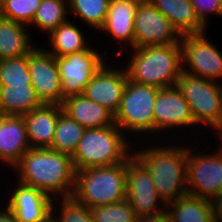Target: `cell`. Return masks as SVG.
<instances>
[{
  "label": "cell",
  "instance_id": "cell-17",
  "mask_svg": "<svg viewBox=\"0 0 222 222\" xmlns=\"http://www.w3.org/2000/svg\"><path fill=\"white\" fill-rule=\"evenodd\" d=\"M140 0H110L104 25L98 33L113 39L117 46L115 56L124 57V51L134 46V18ZM121 43V44H120ZM119 44V45H118ZM123 44V45H122ZM123 55V56H122Z\"/></svg>",
  "mask_w": 222,
  "mask_h": 222
},
{
  "label": "cell",
  "instance_id": "cell-10",
  "mask_svg": "<svg viewBox=\"0 0 222 222\" xmlns=\"http://www.w3.org/2000/svg\"><path fill=\"white\" fill-rule=\"evenodd\" d=\"M101 51L92 46L89 50H81L64 57L55 56L64 98L82 94L90 79L108 58L113 59L107 56L109 49Z\"/></svg>",
  "mask_w": 222,
  "mask_h": 222
},
{
  "label": "cell",
  "instance_id": "cell-28",
  "mask_svg": "<svg viewBox=\"0 0 222 222\" xmlns=\"http://www.w3.org/2000/svg\"><path fill=\"white\" fill-rule=\"evenodd\" d=\"M85 130L76 121L62 113L58 117L54 140L49 149L72 156Z\"/></svg>",
  "mask_w": 222,
  "mask_h": 222
},
{
  "label": "cell",
  "instance_id": "cell-15",
  "mask_svg": "<svg viewBox=\"0 0 222 222\" xmlns=\"http://www.w3.org/2000/svg\"><path fill=\"white\" fill-rule=\"evenodd\" d=\"M31 85L42 104L62 105L61 77L55 56L38 46L28 54Z\"/></svg>",
  "mask_w": 222,
  "mask_h": 222
},
{
  "label": "cell",
  "instance_id": "cell-22",
  "mask_svg": "<svg viewBox=\"0 0 222 222\" xmlns=\"http://www.w3.org/2000/svg\"><path fill=\"white\" fill-rule=\"evenodd\" d=\"M73 20L69 19L59 25L45 37H48V42L45 44L49 45V48L45 44L42 46L47 52L54 56L64 57L81 50H89L92 47L90 40H87L86 31H82L78 22H73Z\"/></svg>",
  "mask_w": 222,
  "mask_h": 222
},
{
  "label": "cell",
  "instance_id": "cell-12",
  "mask_svg": "<svg viewBox=\"0 0 222 222\" xmlns=\"http://www.w3.org/2000/svg\"><path fill=\"white\" fill-rule=\"evenodd\" d=\"M126 199L137 217L166 210V204L160 198L149 170L134 154L127 160Z\"/></svg>",
  "mask_w": 222,
  "mask_h": 222
},
{
  "label": "cell",
  "instance_id": "cell-8",
  "mask_svg": "<svg viewBox=\"0 0 222 222\" xmlns=\"http://www.w3.org/2000/svg\"><path fill=\"white\" fill-rule=\"evenodd\" d=\"M208 139L188 141L187 189L190 195L211 200L222 193V141L214 140L212 144L220 143L215 147Z\"/></svg>",
  "mask_w": 222,
  "mask_h": 222
},
{
  "label": "cell",
  "instance_id": "cell-24",
  "mask_svg": "<svg viewBox=\"0 0 222 222\" xmlns=\"http://www.w3.org/2000/svg\"><path fill=\"white\" fill-rule=\"evenodd\" d=\"M41 105L32 85H0L3 115L23 116Z\"/></svg>",
  "mask_w": 222,
  "mask_h": 222
},
{
  "label": "cell",
  "instance_id": "cell-37",
  "mask_svg": "<svg viewBox=\"0 0 222 222\" xmlns=\"http://www.w3.org/2000/svg\"><path fill=\"white\" fill-rule=\"evenodd\" d=\"M213 134H215V137L218 136L217 138H214V140L222 141V117L220 127Z\"/></svg>",
  "mask_w": 222,
  "mask_h": 222
},
{
  "label": "cell",
  "instance_id": "cell-13",
  "mask_svg": "<svg viewBox=\"0 0 222 222\" xmlns=\"http://www.w3.org/2000/svg\"><path fill=\"white\" fill-rule=\"evenodd\" d=\"M181 35L149 0H140L134 18V46L180 44Z\"/></svg>",
  "mask_w": 222,
  "mask_h": 222
},
{
  "label": "cell",
  "instance_id": "cell-36",
  "mask_svg": "<svg viewBox=\"0 0 222 222\" xmlns=\"http://www.w3.org/2000/svg\"><path fill=\"white\" fill-rule=\"evenodd\" d=\"M4 206L0 207V222H18L14 213L6 205Z\"/></svg>",
  "mask_w": 222,
  "mask_h": 222
},
{
  "label": "cell",
  "instance_id": "cell-5",
  "mask_svg": "<svg viewBox=\"0 0 222 222\" xmlns=\"http://www.w3.org/2000/svg\"><path fill=\"white\" fill-rule=\"evenodd\" d=\"M127 161L76 171L73 197L92 208L126 199Z\"/></svg>",
  "mask_w": 222,
  "mask_h": 222
},
{
  "label": "cell",
  "instance_id": "cell-14",
  "mask_svg": "<svg viewBox=\"0 0 222 222\" xmlns=\"http://www.w3.org/2000/svg\"><path fill=\"white\" fill-rule=\"evenodd\" d=\"M119 62L120 60L118 62L116 61L115 64L112 62L111 65L107 60L93 75L82 93L86 98L100 104L113 115H115L120 108L128 81L126 69L124 65H119Z\"/></svg>",
  "mask_w": 222,
  "mask_h": 222
},
{
  "label": "cell",
  "instance_id": "cell-7",
  "mask_svg": "<svg viewBox=\"0 0 222 222\" xmlns=\"http://www.w3.org/2000/svg\"><path fill=\"white\" fill-rule=\"evenodd\" d=\"M197 129L199 130L196 131ZM182 134L184 140H187L188 138V141H195L196 138V140H203L208 137L213 140L211 135L205 136L206 133L200 130V128L195 124L191 108L188 102L184 99V96L181 94V91L176 86L161 88L158 91V96L154 106V140H183ZM198 135L200 137H198Z\"/></svg>",
  "mask_w": 222,
  "mask_h": 222
},
{
  "label": "cell",
  "instance_id": "cell-18",
  "mask_svg": "<svg viewBox=\"0 0 222 222\" xmlns=\"http://www.w3.org/2000/svg\"><path fill=\"white\" fill-rule=\"evenodd\" d=\"M30 148L23 116L3 115L0 119L1 166L6 164L5 169H12Z\"/></svg>",
  "mask_w": 222,
  "mask_h": 222
},
{
  "label": "cell",
  "instance_id": "cell-34",
  "mask_svg": "<svg viewBox=\"0 0 222 222\" xmlns=\"http://www.w3.org/2000/svg\"><path fill=\"white\" fill-rule=\"evenodd\" d=\"M213 222H222V193L210 200Z\"/></svg>",
  "mask_w": 222,
  "mask_h": 222
},
{
  "label": "cell",
  "instance_id": "cell-35",
  "mask_svg": "<svg viewBox=\"0 0 222 222\" xmlns=\"http://www.w3.org/2000/svg\"><path fill=\"white\" fill-rule=\"evenodd\" d=\"M135 222H171L167 211L148 216H140L135 219Z\"/></svg>",
  "mask_w": 222,
  "mask_h": 222
},
{
  "label": "cell",
  "instance_id": "cell-25",
  "mask_svg": "<svg viewBox=\"0 0 222 222\" xmlns=\"http://www.w3.org/2000/svg\"><path fill=\"white\" fill-rule=\"evenodd\" d=\"M171 222H213L210 200L190 194L166 204Z\"/></svg>",
  "mask_w": 222,
  "mask_h": 222
},
{
  "label": "cell",
  "instance_id": "cell-21",
  "mask_svg": "<svg viewBox=\"0 0 222 222\" xmlns=\"http://www.w3.org/2000/svg\"><path fill=\"white\" fill-rule=\"evenodd\" d=\"M30 30L29 26L0 17V60L32 53L39 44L32 40Z\"/></svg>",
  "mask_w": 222,
  "mask_h": 222
},
{
  "label": "cell",
  "instance_id": "cell-33",
  "mask_svg": "<svg viewBox=\"0 0 222 222\" xmlns=\"http://www.w3.org/2000/svg\"><path fill=\"white\" fill-rule=\"evenodd\" d=\"M190 2L196 17L206 28H209L211 16L222 18V0H190Z\"/></svg>",
  "mask_w": 222,
  "mask_h": 222
},
{
  "label": "cell",
  "instance_id": "cell-30",
  "mask_svg": "<svg viewBox=\"0 0 222 222\" xmlns=\"http://www.w3.org/2000/svg\"><path fill=\"white\" fill-rule=\"evenodd\" d=\"M0 85H31L28 55L0 60Z\"/></svg>",
  "mask_w": 222,
  "mask_h": 222
},
{
  "label": "cell",
  "instance_id": "cell-26",
  "mask_svg": "<svg viewBox=\"0 0 222 222\" xmlns=\"http://www.w3.org/2000/svg\"><path fill=\"white\" fill-rule=\"evenodd\" d=\"M69 17L68 0H42L29 27L41 31L45 37Z\"/></svg>",
  "mask_w": 222,
  "mask_h": 222
},
{
  "label": "cell",
  "instance_id": "cell-16",
  "mask_svg": "<svg viewBox=\"0 0 222 222\" xmlns=\"http://www.w3.org/2000/svg\"><path fill=\"white\" fill-rule=\"evenodd\" d=\"M15 181V182H13ZM7 190L6 205L18 222H45L52 216L54 198L47 193L20 183L15 178ZM8 197V199H7Z\"/></svg>",
  "mask_w": 222,
  "mask_h": 222
},
{
  "label": "cell",
  "instance_id": "cell-27",
  "mask_svg": "<svg viewBox=\"0 0 222 222\" xmlns=\"http://www.w3.org/2000/svg\"><path fill=\"white\" fill-rule=\"evenodd\" d=\"M110 0H68L69 16H75L96 33L104 25Z\"/></svg>",
  "mask_w": 222,
  "mask_h": 222
},
{
  "label": "cell",
  "instance_id": "cell-9",
  "mask_svg": "<svg viewBox=\"0 0 222 222\" xmlns=\"http://www.w3.org/2000/svg\"><path fill=\"white\" fill-rule=\"evenodd\" d=\"M176 87L188 102L195 124L206 131V136H213L221 124L222 83L182 71Z\"/></svg>",
  "mask_w": 222,
  "mask_h": 222
},
{
  "label": "cell",
  "instance_id": "cell-38",
  "mask_svg": "<svg viewBox=\"0 0 222 222\" xmlns=\"http://www.w3.org/2000/svg\"><path fill=\"white\" fill-rule=\"evenodd\" d=\"M45 222H56L55 219L53 218V216H51L48 220H46Z\"/></svg>",
  "mask_w": 222,
  "mask_h": 222
},
{
  "label": "cell",
  "instance_id": "cell-11",
  "mask_svg": "<svg viewBox=\"0 0 222 222\" xmlns=\"http://www.w3.org/2000/svg\"><path fill=\"white\" fill-rule=\"evenodd\" d=\"M207 32L183 35L182 70L188 74L222 83V50L209 41Z\"/></svg>",
  "mask_w": 222,
  "mask_h": 222
},
{
  "label": "cell",
  "instance_id": "cell-2",
  "mask_svg": "<svg viewBox=\"0 0 222 222\" xmlns=\"http://www.w3.org/2000/svg\"><path fill=\"white\" fill-rule=\"evenodd\" d=\"M12 171L17 173L14 175L17 181L37 188L54 199L73 195L76 170L68 154L49 148H30Z\"/></svg>",
  "mask_w": 222,
  "mask_h": 222
},
{
  "label": "cell",
  "instance_id": "cell-20",
  "mask_svg": "<svg viewBox=\"0 0 222 222\" xmlns=\"http://www.w3.org/2000/svg\"><path fill=\"white\" fill-rule=\"evenodd\" d=\"M61 106L63 113L85 129L101 128L115 123L114 115L109 110L83 94L64 98Z\"/></svg>",
  "mask_w": 222,
  "mask_h": 222
},
{
  "label": "cell",
  "instance_id": "cell-39",
  "mask_svg": "<svg viewBox=\"0 0 222 222\" xmlns=\"http://www.w3.org/2000/svg\"><path fill=\"white\" fill-rule=\"evenodd\" d=\"M3 117V113L1 111V107H0V119Z\"/></svg>",
  "mask_w": 222,
  "mask_h": 222
},
{
  "label": "cell",
  "instance_id": "cell-3",
  "mask_svg": "<svg viewBox=\"0 0 222 222\" xmlns=\"http://www.w3.org/2000/svg\"><path fill=\"white\" fill-rule=\"evenodd\" d=\"M124 52L129 54L120 64L125 65L129 80L159 89L176 86L183 71L180 44L149 45Z\"/></svg>",
  "mask_w": 222,
  "mask_h": 222
},
{
  "label": "cell",
  "instance_id": "cell-29",
  "mask_svg": "<svg viewBox=\"0 0 222 222\" xmlns=\"http://www.w3.org/2000/svg\"><path fill=\"white\" fill-rule=\"evenodd\" d=\"M52 216L56 222H93L90 208L79 203L73 196L55 198Z\"/></svg>",
  "mask_w": 222,
  "mask_h": 222
},
{
  "label": "cell",
  "instance_id": "cell-23",
  "mask_svg": "<svg viewBox=\"0 0 222 222\" xmlns=\"http://www.w3.org/2000/svg\"><path fill=\"white\" fill-rule=\"evenodd\" d=\"M174 26L181 36L207 32L198 20L190 0H149Z\"/></svg>",
  "mask_w": 222,
  "mask_h": 222
},
{
  "label": "cell",
  "instance_id": "cell-19",
  "mask_svg": "<svg viewBox=\"0 0 222 222\" xmlns=\"http://www.w3.org/2000/svg\"><path fill=\"white\" fill-rule=\"evenodd\" d=\"M62 113L61 105L42 104L40 107L23 115L31 148L51 147L58 117Z\"/></svg>",
  "mask_w": 222,
  "mask_h": 222
},
{
  "label": "cell",
  "instance_id": "cell-6",
  "mask_svg": "<svg viewBox=\"0 0 222 222\" xmlns=\"http://www.w3.org/2000/svg\"><path fill=\"white\" fill-rule=\"evenodd\" d=\"M159 90L154 86L127 81L114 122L134 143L139 139L154 140V106Z\"/></svg>",
  "mask_w": 222,
  "mask_h": 222
},
{
  "label": "cell",
  "instance_id": "cell-32",
  "mask_svg": "<svg viewBox=\"0 0 222 222\" xmlns=\"http://www.w3.org/2000/svg\"><path fill=\"white\" fill-rule=\"evenodd\" d=\"M90 210L93 222H135L137 218L127 199Z\"/></svg>",
  "mask_w": 222,
  "mask_h": 222
},
{
  "label": "cell",
  "instance_id": "cell-31",
  "mask_svg": "<svg viewBox=\"0 0 222 222\" xmlns=\"http://www.w3.org/2000/svg\"><path fill=\"white\" fill-rule=\"evenodd\" d=\"M42 0H3L0 3V17L29 26Z\"/></svg>",
  "mask_w": 222,
  "mask_h": 222
},
{
  "label": "cell",
  "instance_id": "cell-1",
  "mask_svg": "<svg viewBox=\"0 0 222 222\" xmlns=\"http://www.w3.org/2000/svg\"><path fill=\"white\" fill-rule=\"evenodd\" d=\"M180 141L139 140L134 143L133 154L149 170L155 188L165 204L188 194V140Z\"/></svg>",
  "mask_w": 222,
  "mask_h": 222
},
{
  "label": "cell",
  "instance_id": "cell-4",
  "mask_svg": "<svg viewBox=\"0 0 222 222\" xmlns=\"http://www.w3.org/2000/svg\"><path fill=\"white\" fill-rule=\"evenodd\" d=\"M134 143L114 123L86 129L71 156L76 171L126 162L133 155Z\"/></svg>",
  "mask_w": 222,
  "mask_h": 222
}]
</instances>
